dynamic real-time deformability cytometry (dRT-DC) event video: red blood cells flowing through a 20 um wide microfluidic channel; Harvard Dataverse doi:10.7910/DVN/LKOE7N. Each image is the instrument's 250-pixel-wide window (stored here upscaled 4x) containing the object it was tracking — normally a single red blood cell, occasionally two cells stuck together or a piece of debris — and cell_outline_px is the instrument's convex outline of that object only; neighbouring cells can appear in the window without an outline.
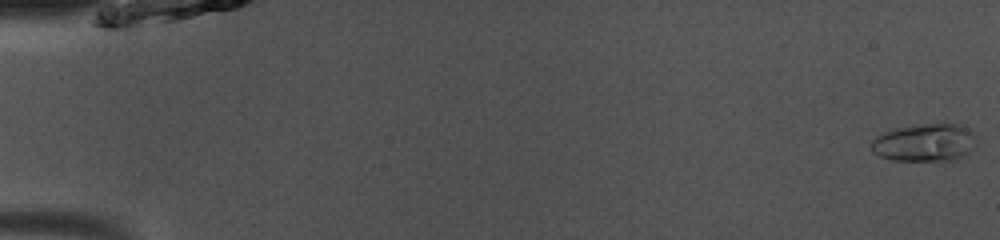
{"species": "common noctule bat (a hibernating species)", "species_latin": "Nyctalus noctula", "temperature_condition": "room temperature", "stored_images_in_passage": 49, "camera_frame_rate_fps": 3000, "um_per_image_px": 0.085, "animal": {"sex": "male", "body_mass_g": 13.0, "forearm_length_mm": 53.1}, "frame": {"image": 1, "passage_image": 1, "time_ms": 0.0, "image_size_px": [1000, 240], "cell_outline_px": [[976, 144], [964, 156], [956, 160], [892, 160], [880, 156], [872, 152], [872, 140], [876, 136], [884, 132], [896, 128], [924, 124], [956, 124], [964, 128], [976, 136]], "centroid_in_image_um": [78.59, 12.13], "position_along_channel_um": 6.4, "area_um2": 22.83}}
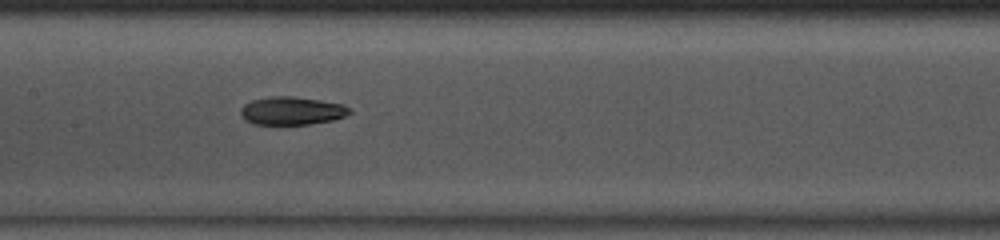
{"frame": {"image": 2, "passage_image": 25, "time_ms": 8.0, "image_size_px": [1000, 240], "cell_outline_px": [[352, 112], [344, 116], [332, 120], [308, 124], [252, 124], [240, 112], [240, 108], [244, 104], [252, 100], [272, 96], [292, 96], [320, 100], [344, 104]], "centroid_in_image_um": [24.81, 9.41], "position_along_channel_um": 182.6, "area_um2": 17.63}}
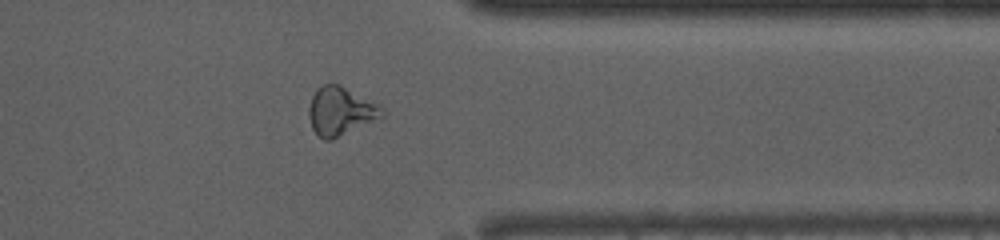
{"frame": {"image": 3, "passage_image": 40, "time_ms": 13.0, "image_size_px": [1000, 240], "cell_outline_px": [[384, 116], [380, 120], [332, 140], [324, 140], [316, 136], [312, 128], [308, 112], [308, 108], [312, 96], [316, 88], [324, 84], [336, 84], [380, 104], [384, 108]], "centroid_in_image_um": [28.97, 9.49], "position_along_channel_um": 382.4, "area_um2": 21.04}, "authors_computed_cell_mechanics": {"area_um2": 18.3226, "velocity_mm_per_s": 4.0977, "shape_relaxation_time_tau1_ms": 3.9282, "shape_relaxation_time_tau2_ms": 3.8615, "deformation_change_tau1": 0.1232, "deformation_change_tau2": 0.1008}}